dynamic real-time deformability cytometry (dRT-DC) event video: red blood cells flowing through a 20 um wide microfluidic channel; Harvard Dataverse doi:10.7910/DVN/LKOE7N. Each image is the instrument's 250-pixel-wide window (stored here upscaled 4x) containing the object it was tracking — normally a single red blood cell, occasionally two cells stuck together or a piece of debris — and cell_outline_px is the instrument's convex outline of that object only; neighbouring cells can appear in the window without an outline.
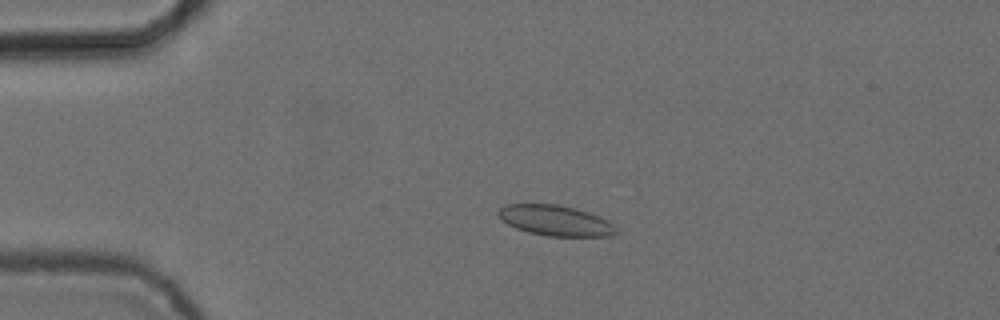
{"species": "common noctule bat (a hibernating species)", "species_latin": "Nyctalus noctula", "temperature_condition": "cold", "stored_images_in_passage": 5, "camera_frame_rate_fps": 3000, "um_per_image_px": 0.085, "animal": {"sex": "female", "body_mass_g": 24.6, "forearm_length_mm": 56.2}, "frame": {"image": 1, "passage_image": 3, "time_ms": 0.667, "image_size_px": [1000, 320], "cell_outline_px": [[620, 232], [612, 236], [548, 236], [528, 232], [516, 228], [500, 220], [496, 212], [500, 208], [508, 204], [556, 204], [576, 208], [588, 212], [608, 220]], "centroid_in_image_um": [47.21, 18.75], "position_along_channel_um": 37.8, "area_um2": 21.04}}
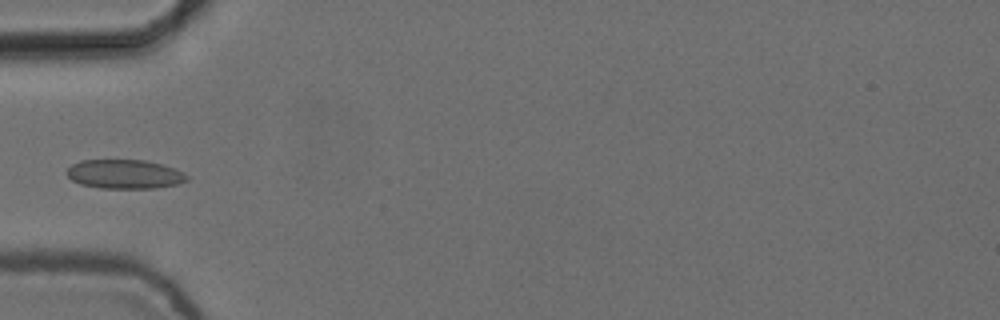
{"frame": {"image": 2, "passage_image": 5, "time_ms": 1.333, "image_size_px": [1000, 320], "cell_outline_px": [[188, 180], [176, 184], [156, 188], [100, 188], [80, 184], [72, 180], [64, 172], [72, 164], [80, 160], [144, 160], [176, 168], [184, 172], [188, 176]], "centroid_in_image_um": [10.58, 14.8], "position_along_channel_um": 74.4, "area_um2": 20.46}}